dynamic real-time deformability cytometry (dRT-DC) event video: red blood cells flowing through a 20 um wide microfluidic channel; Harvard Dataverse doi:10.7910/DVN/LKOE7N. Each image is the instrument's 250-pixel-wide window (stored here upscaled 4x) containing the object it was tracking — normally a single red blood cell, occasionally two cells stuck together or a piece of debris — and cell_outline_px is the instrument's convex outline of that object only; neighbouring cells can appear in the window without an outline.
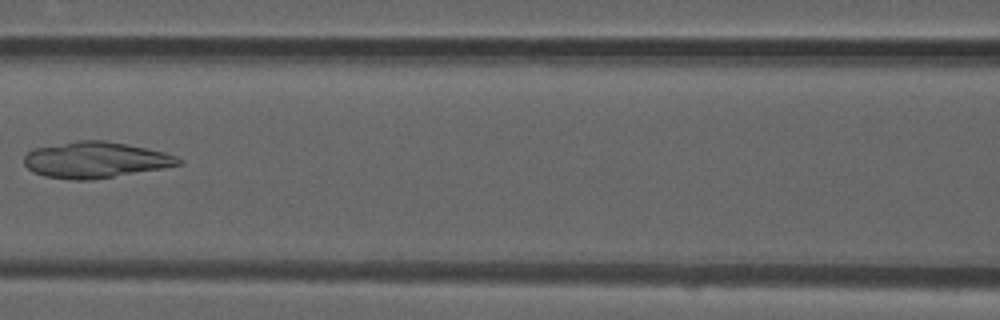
{"species": "common noctule bat (a hibernating species)", "species_latin": "Nyctalus noctula", "temperature_condition": "room temperature", "stored_images_in_passage": 7, "camera_frame_rate_fps": 3000, "um_per_image_px": 0.085, "animal": {"sex": "male", "forearm_length_mm": 52.5}, "frame": {"image": 1, "passage_image": 6, "time_ms": 1.667, "image_size_px": [1000, 320], "cell_outline_px": [[184, 164], [164, 168], [88, 180], [72, 180], [44, 176], [32, 172], [24, 164], [24, 156], [32, 148], [76, 140], [104, 140], [128, 144], [164, 152], [176, 156], [184, 160]], "centroid_in_image_um": [8.11, 13.58], "position_along_channel_um": 158.5, "area_um2": 32.66}}
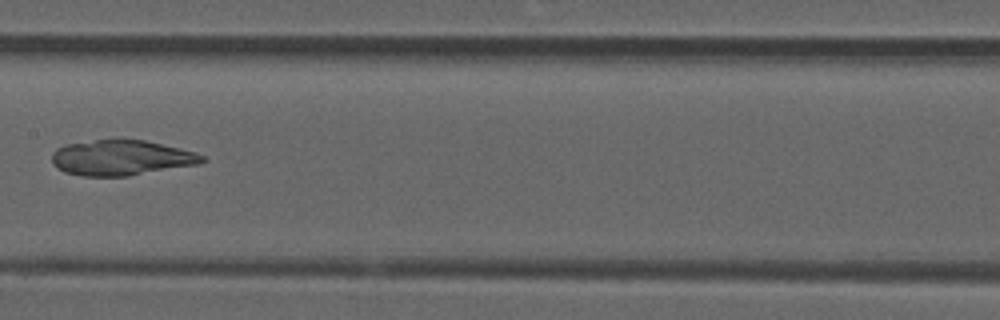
{"frame": {"image": 2, "passage_image": 7, "time_ms": 2.0, "image_size_px": [1000, 320], "cell_outline_px": [[208, 160], [200, 164], [128, 176], [80, 176], [64, 172], [56, 168], [52, 164], [52, 152], [56, 148], [64, 144], [96, 140], [144, 140], [180, 148], [196, 152], [204, 156]], "centroid_in_image_um": [10.3, 13.42], "position_along_channel_um": 197.1, "area_um2": 31.15}}